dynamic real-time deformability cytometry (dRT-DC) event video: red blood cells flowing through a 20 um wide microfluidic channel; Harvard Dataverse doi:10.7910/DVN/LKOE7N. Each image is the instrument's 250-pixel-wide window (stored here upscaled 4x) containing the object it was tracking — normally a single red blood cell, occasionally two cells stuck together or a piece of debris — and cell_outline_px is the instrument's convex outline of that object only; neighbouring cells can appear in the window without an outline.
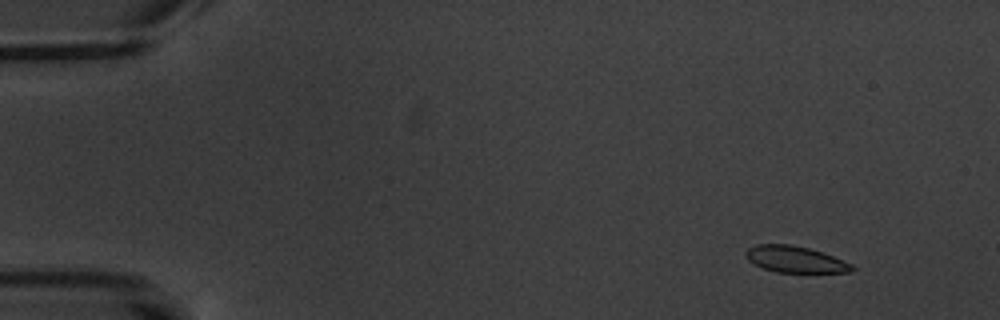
{"species": "common noctule bat (a hibernating species)", "species_latin": "Nyctalus noctula", "temperature_condition": "warm", "stored_images_in_passage": 4, "camera_frame_rate_fps": 3000, "um_per_image_px": 0.085, "animal": {"sex": "male", "body_mass_g": 20.1, "forearm_length_mm": 53.5}, "frame": {"image": 1, "passage_image": 1, "time_ms": 0.0, "image_size_px": [1000, 320], "cell_outline_px": [[856, 268], [852, 272], [776, 272], [752, 264], [748, 260], [744, 252], [748, 248], [756, 244], [792, 244], [808, 248], [832, 256], [852, 264]], "centroid_in_image_um": [67.56, 22.04], "position_along_channel_um": 17.4, "area_um2": 16.3}}
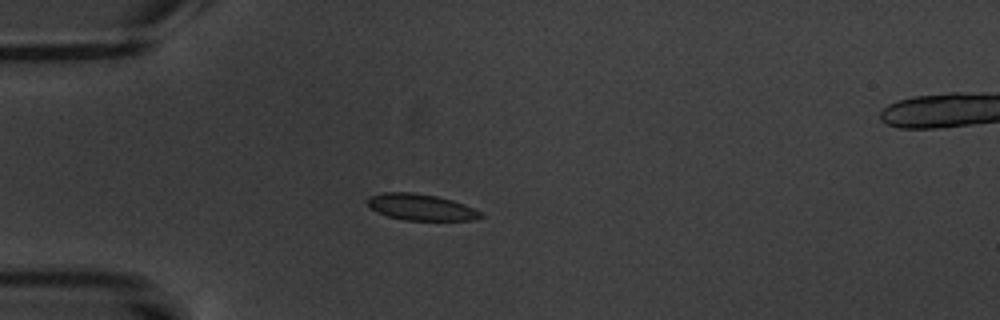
{"frame": {"image": 2, "passage_image": 4, "time_ms": 3.667, "image_size_px": [1000, 320], "cell_outline_px": [[484, 216], [476, 220], [404, 220], [388, 216], [376, 212], [368, 208], [364, 200], [368, 196], [384, 192], [412, 192], [436, 196], [452, 200], [464, 204], [484, 212]], "centroid_in_image_um": [35.74, 17.61], "position_along_channel_um": 49.3, "area_um2": 17.74}}